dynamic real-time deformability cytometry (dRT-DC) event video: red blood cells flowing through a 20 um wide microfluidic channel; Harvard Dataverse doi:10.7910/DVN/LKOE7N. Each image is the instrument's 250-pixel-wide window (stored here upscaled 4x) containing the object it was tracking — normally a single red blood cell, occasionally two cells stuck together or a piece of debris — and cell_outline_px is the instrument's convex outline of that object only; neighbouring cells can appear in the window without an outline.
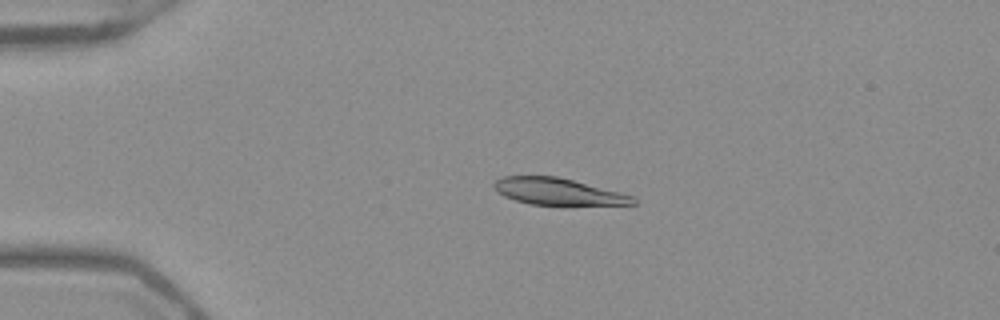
{"species": "Egyptian fruit bat (a non-hibernating species)", "species_latin": "Rousettus aegyptiacus", "temperature_condition": "warm", "stored_images_in_passage": 44, "camera_frame_rate_fps": 3000, "um_per_image_px": 0.085, "frame": {"image": 1, "passage_image": 4, "time_ms": 1.0, "image_size_px": [1000, 320], "cell_outline_px": [[636, 204], [564, 208], [528, 204], [504, 196], [496, 192], [492, 188], [492, 184], [496, 180], [504, 176], [556, 176], [620, 192], [632, 196], [636, 200]], "centroid_in_image_um": [47.46, 16.35], "position_along_channel_um": 37.5, "area_um2": 22.83}}
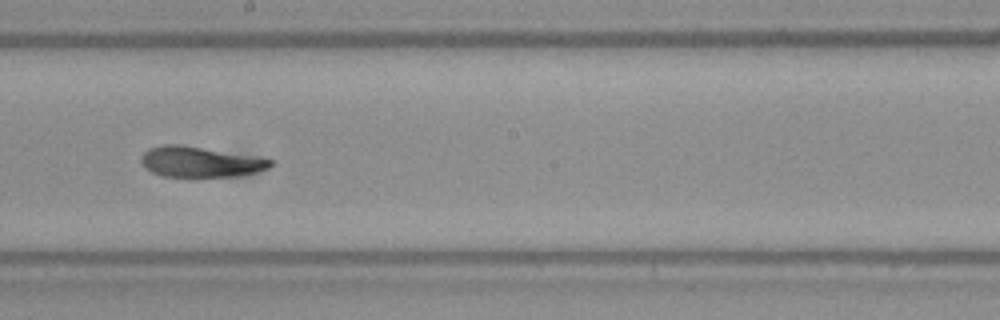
{"frame": {"image": 2, "passage_image": 22, "time_ms": 7.0, "image_size_px": [1000, 320], "cell_outline_px": [[276, 164], [268, 168], [256, 172], [240, 176], [192, 180], [160, 176], [152, 172], [140, 160], [140, 156], [148, 148], [160, 144], [180, 144], [272, 160]], "centroid_in_image_um": [16.97, 13.82], "position_along_channel_um": 231.2, "area_um2": 23.81}}
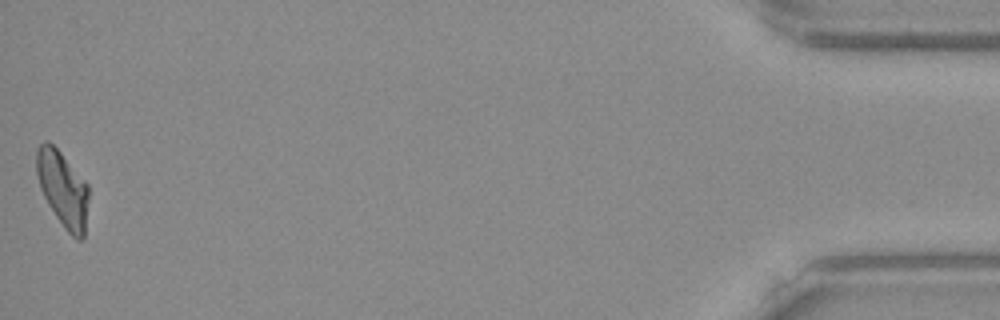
{"frame": {"image": 3, "passage_image": 44, "time_ms": 14.333, "image_size_px": [1000, 320], "cell_outline_px": [[88, 200], [84, 236], [80, 240], [76, 240], [68, 232], [56, 216], [48, 204], [40, 188], [36, 172], [36, 148], [44, 140], [48, 140], [60, 152], [88, 184]], "centroid_in_image_um": [5.32, 16.04], "position_along_channel_um": 429.9, "area_um2": 22.83}, "authors_computed_cell_mechanics": {"area_um2": 23.698, "velocity_mm_per_s": 3.9372, "shape_relaxation_time_tau1_ms": 7.7754, "shape_relaxation_time_tau2_ms": 2.4651, "deformation_change_tau1": 0.2348, "deformation_change_tau2": 0.0767}}